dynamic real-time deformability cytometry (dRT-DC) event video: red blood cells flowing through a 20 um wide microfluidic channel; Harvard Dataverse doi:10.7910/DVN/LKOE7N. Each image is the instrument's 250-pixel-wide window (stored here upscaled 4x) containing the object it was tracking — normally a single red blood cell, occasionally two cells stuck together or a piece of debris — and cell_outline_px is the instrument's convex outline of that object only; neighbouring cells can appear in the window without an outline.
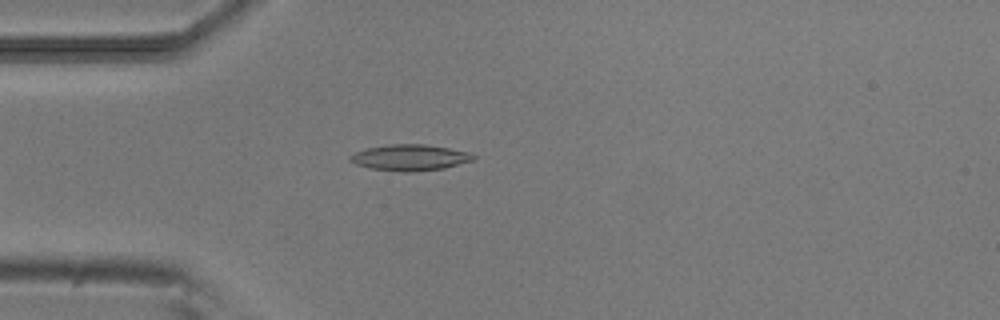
{"species": "common noctule bat (a hibernating species)", "species_latin": "Nyctalus noctula", "temperature_condition": "room temperature", "stored_images_in_passage": 45, "camera_frame_rate_fps": 3000, "um_per_image_px": 0.085, "animal": {"sex": "male", "body_mass_g": 20.5, "forearm_length_mm": 52.5}, "frame": {"image": 1, "passage_image": 7, "time_ms": 2.0, "image_size_px": [1000, 320], "cell_outline_px": [[476, 160], [444, 168], [412, 172], [404, 172], [368, 168], [356, 164], [348, 160], [348, 156], [356, 152], [368, 148], [388, 144], [424, 144], [472, 152], [476, 156]], "centroid_in_image_um": [34.87, 13.39], "position_along_channel_um": 50.1, "area_um2": 18.9}}
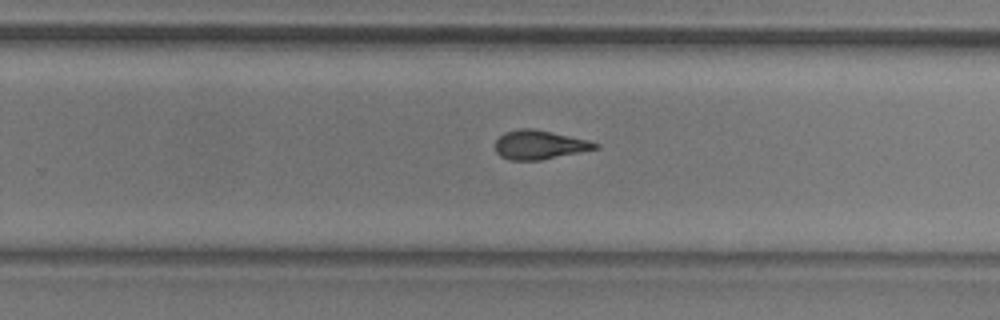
{"frame": {"image": 2, "passage_image": 26, "time_ms": 8.333, "image_size_px": [1000, 320], "cell_outline_px": [[600, 148], [540, 160], [512, 160], [500, 156], [496, 152], [496, 140], [504, 132], [520, 128], [532, 128], [552, 132], [588, 140], [600, 144]], "centroid_in_image_um": [45.86, 12.3], "position_along_channel_um": 283.9, "area_um2": 16.82}}
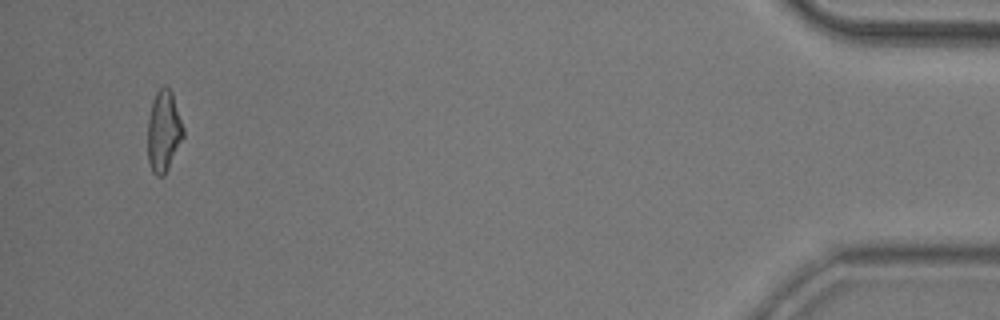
{"frame": {"image": 3, "passage_image": 43, "time_ms": 14.0, "image_size_px": [1000, 320], "cell_outline_px": [[184, 136], [164, 176], [156, 176], [152, 172], [148, 160], [148, 120], [152, 100], [156, 92], [164, 84], [172, 92], [184, 128]], "centroid_in_image_um": [13.91, 11.15], "position_along_channel_um": 421.3, "area_um2": 16.88}, "authors_computed_cell_mechanics": {"area_um2": 17.051, "velocity_mm_per_s": 3.8361, "shape_relaxation_time_tau1_ms": 7.7079, "shape_relaxation_time_tau2_ms": 1.748, "deformation_change_tau1": 0.2151, "deformation_change_tau2": 0.0876}}